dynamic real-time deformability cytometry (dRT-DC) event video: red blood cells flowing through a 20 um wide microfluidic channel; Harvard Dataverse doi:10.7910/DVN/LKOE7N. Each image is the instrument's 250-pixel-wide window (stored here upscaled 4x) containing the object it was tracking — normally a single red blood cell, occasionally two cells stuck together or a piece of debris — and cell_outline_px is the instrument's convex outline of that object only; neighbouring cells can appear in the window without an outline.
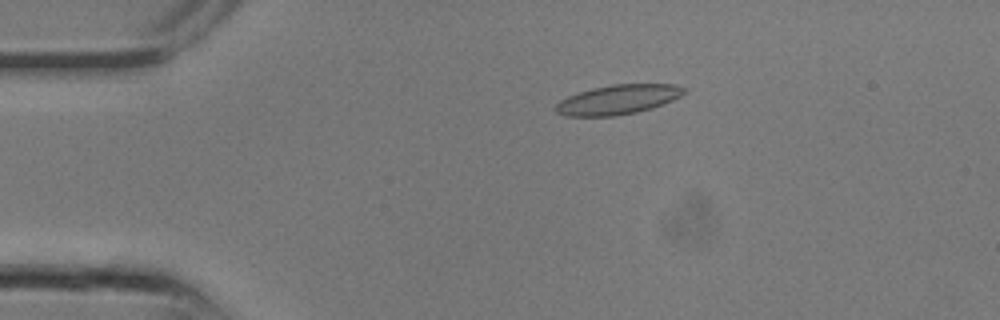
{"species": "common noctule bat (a hibernating species)", "species_latin": "Nyctalus noctula", "temperature_condition": "room temperature", "stored_images_in_passage": 14, "camera_frame_rate_fps": 3000, "um_per_image_px": 0.085, "animal": {"sex": "male", "body_mass_g": 13.3}, "frame": {"image": 1, "passage_image": 2, "time_ms": 0.333, "image_size_px": [1000, 320], "cell_outline_px": [[688, 92], [672, 100], [652, 108], [636, 112], [612, 116], [568, 116], [556, 112], [556, 104], [560, 100], [568, 96], [592, 88], [612, 84], [676, 84], [688, 88]], "centroid_in_image_um": [52.58, 8.45], "position_along_channel_um": 32.4, "area_um2": 22.08}}
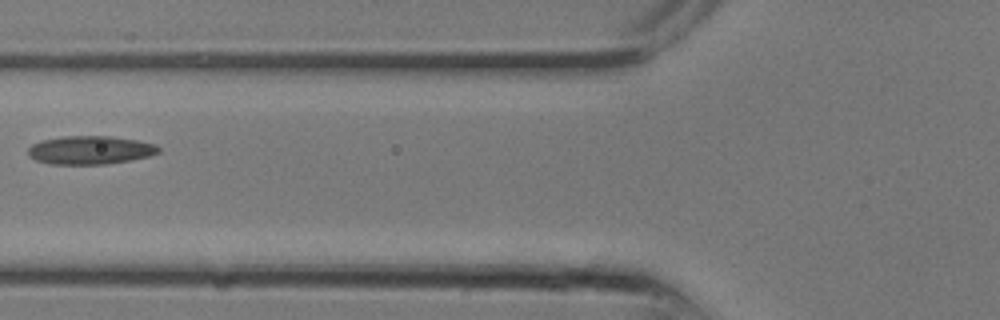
{"frame": {"image": 2, "passage_image": 7, "time_ms": 2.0, "image_size_px": [1000, 320], "cell_outline_px": [[160, 152], [148, 156], [108, 164], [48, 164], [36, 160], [28, 156], [28, 148], [32, 144], [40, 140], [64, 136], [108, 136], [136, 140], [156, 144], [160, 148]], "centroid_in_image_um": [7.63, 12.75], "position_along_channel_um": 118.2, "area_um2": 21.62}}
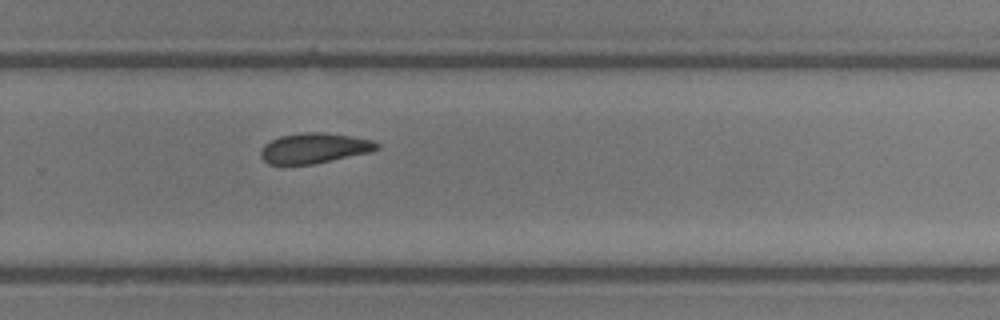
{"frame": {"image": 3, "passage_image": 14, "time_ms": 4.333, "image_size_px": [1000, 320], "cell_outline_px": [[380, 148], [368, 152], [312, 164], [268, 164], [260, 156], [260, 152], [264, 144], [280, 136], [304, 132], [320, 132], [348, 136], [372, 140], [380, 144]], "centroid_in_image_um": [26.68, 12.59], "position_along_channel_um": 303.1, "area_um2": 20.11}}